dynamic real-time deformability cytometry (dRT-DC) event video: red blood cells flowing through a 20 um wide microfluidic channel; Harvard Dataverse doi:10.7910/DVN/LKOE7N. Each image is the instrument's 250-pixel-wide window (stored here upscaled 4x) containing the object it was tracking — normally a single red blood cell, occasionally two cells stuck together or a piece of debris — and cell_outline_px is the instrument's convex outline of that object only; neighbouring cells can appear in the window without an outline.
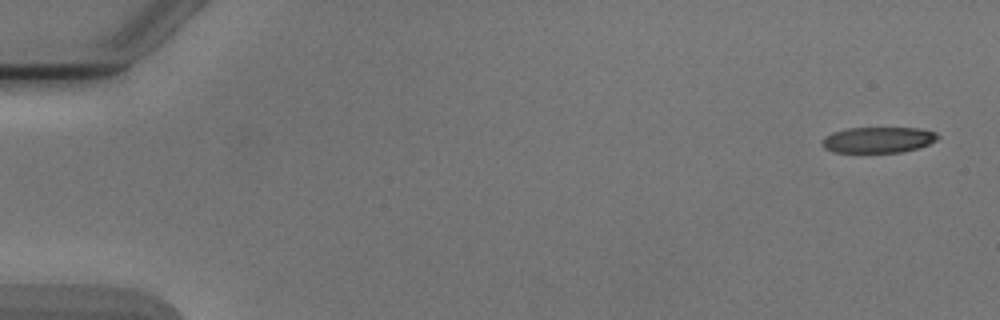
{"species": "Egyptian fruit bat (a non-hibernating species)", "species_latin": "Rousettus aegyptiacus", "temperature_condition": "cold", "stored_images_in_passage": 5, "camera_frame_rate_fps": 3000, "um_per_image_px": 0.085, "animal": {"sex": "male"}, "frame": {"image": 1, "passage_image": 1, "time_ms": 0.0, "image_size_px": [1000, 320], "cell_outline_px": [[940, 136], [936, 140], [928, 144], [916, 148], [900, 152], [836, 152], [824, 148], [820, 144], [824, 136], [832, 132], [848, 128], [920, 128], [936, 132]], "centroid_in_image_um": [74.62, 11.88], "position_along_channel_um": 10.4, "area_um2": 17.4}}
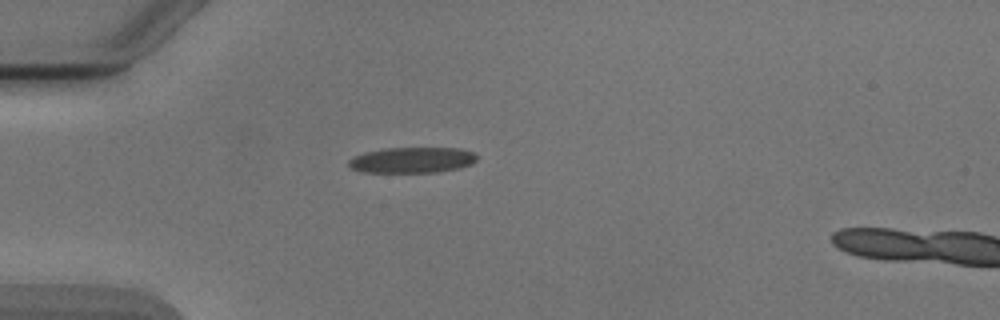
{"frame": {"image": 2, "passage_image": 4, "time_ms": 4.333, "image_size_px": [1000, 320], "cell_outline_px": [[476, 160], [472, 164], [460, 168], [436, 172], [364, 172], [352, 168], [348, 164], [348, 160], [364, 152], [384, 148], [460, 148], [476, 152]], "centroid_in_image_um": [35.07, 13.6], "position_along_channel_um": 49.9, "area_um2": 19.25}}